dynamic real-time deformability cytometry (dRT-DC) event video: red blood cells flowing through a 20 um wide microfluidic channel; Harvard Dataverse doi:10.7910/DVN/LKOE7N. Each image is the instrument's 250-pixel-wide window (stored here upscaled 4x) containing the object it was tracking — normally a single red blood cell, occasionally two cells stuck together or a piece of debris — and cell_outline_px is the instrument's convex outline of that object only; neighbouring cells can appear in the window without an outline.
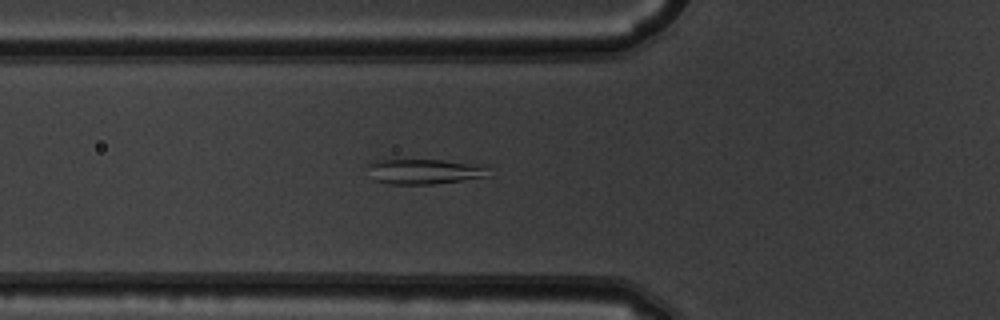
{"species": "common noctule bat (a hibernating species)", "species_latin": "Nyctalus noctula", "temperature_condition": "warm", "stored_images_in_passage": 39, "camera_frame_rate_fps": 3000, "um_per_image_px": 0.085, "animal": {"sex": "male", "body_mass_g": 19.5, "forearm_length_mm": 54.6}, "frame": {"image": 1, "passage_image": 5, "time_ms": 1.333, "image_size_px": [1000, 320], "cell_outline_px": [[488, 176], [432, 184], [388, 184], [372, 180], [364, 168], [368, 160], [440, 160], [480, 164], [488, 168]], "centroid_in_image_um": [35.92, 14.57], "position_along_channel_um": 89.9, "area_um2": 18.03}}
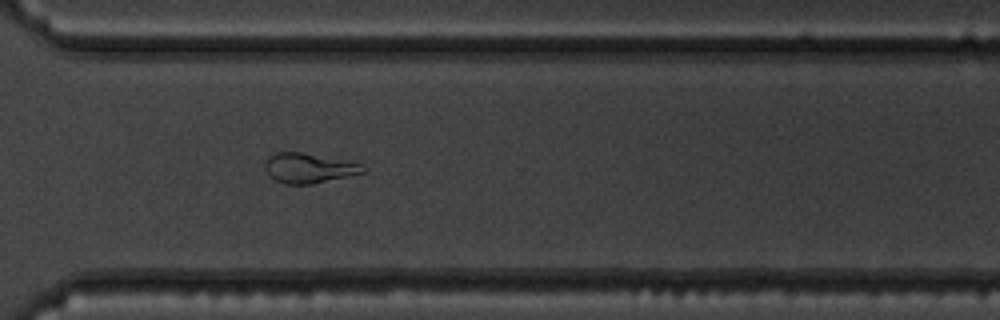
{"frame": {"image": 2, "passage_image": 25, "time_ms": 8.0, "image_size_px": [1000, 320], "cell_outline_px": [[364, 172], [352, 176], [312, 184], [284, 184], [268, 176], [264, 168], [264, 164], [268, 156], [272, 152], [300, 152], [360, 164], [364, 168]], "centroid_in_image_um": [26.17, 14.3], "position_along_channel_um": 344.4, "area_um2": 16.99}}
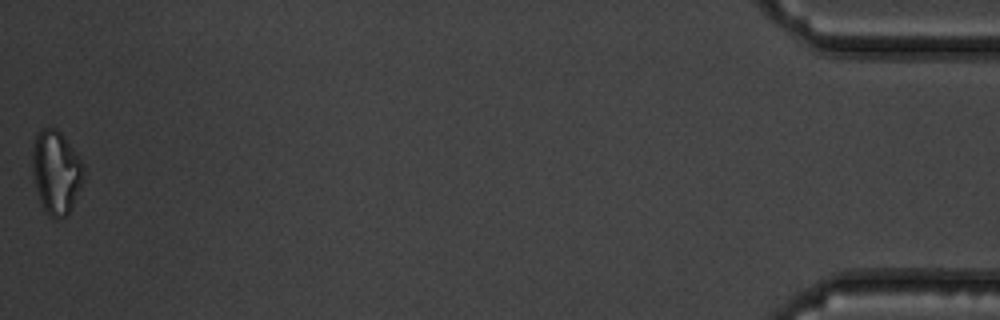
{"frame": {"image": 3, "passage_image": 39, "time_ms": 12.667, "image_size_px": [1000, 320], "cell_outline_px": [[84, 180], [68, 216], [56, 220], [48, 216], [40, 200], [36, 188], [32, 172], [32, 144], [36, 132], [44, 128], [56, 128], [64, 136], [84, 164]], "centroid_in_image_um": [4.77, 14.64], "position_along_channel_um": 430.4, "area_um2": 25.32}, "authors_computed_cell_mechanics": {"area_um2": 16.9932, "velocity_mm_per_s": 3.8079, "shape_relaxation_time_tau1_ms": null, "shape_relaxation_time_tau2_ms": 2.6249, "deformation_change_tau1": null, "deformation_change_tau2": 0.0578}}